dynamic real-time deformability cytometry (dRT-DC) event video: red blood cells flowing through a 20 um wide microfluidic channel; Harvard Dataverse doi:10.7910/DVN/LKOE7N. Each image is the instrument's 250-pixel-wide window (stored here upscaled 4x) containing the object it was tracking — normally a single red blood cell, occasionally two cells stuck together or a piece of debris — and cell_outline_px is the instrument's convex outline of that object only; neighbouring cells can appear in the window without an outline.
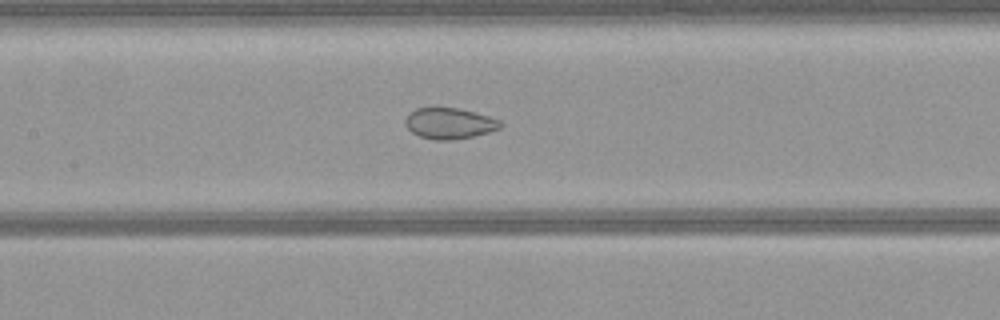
{"species": "common noctule bat (a hibernating species)", "species_latin": "Nyctalus noctula", "temperature_condition": "warm", "stored_images_in_passage": 40, "camera_frame_rate_fps": 3000, "um_per_image_px": 0.085, "animal": {"sex": "female", "body_mass_g": 21.9}, "frame": {"image": 1, "passage_image": 12, "time_ms": 3.667, "image_size_px": [1000, 320], "cell_outline_px": [[504, 124], [500, 128], [488, 132], [472, 136], [452, 140], [432, 140], [420, 136], [412, 132], [404, 124], [404, 120], [408, 112], [416, 108], [460, 108], [476, 112], [500, 120]], "centroid_in_image_um": [38.18, 10.48], "position_along_channel_um": 169.2, "area_um2": 17.28}}
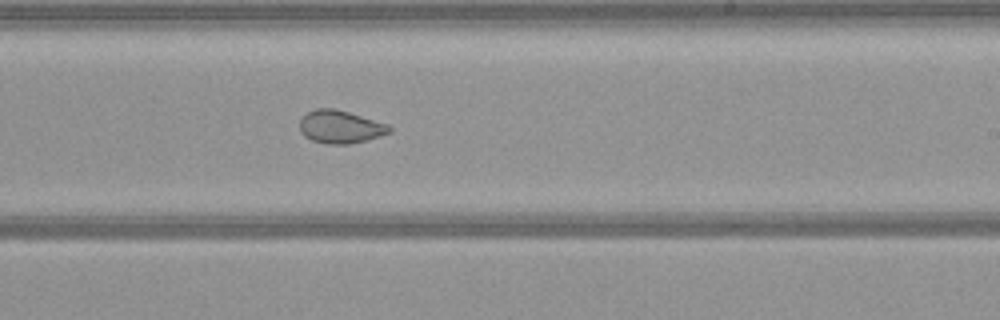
{"frame": {"image": 2, "passage_image": 19, "time_ms": 6.0, "image_size_px": [1000, 320], "cell_outline_px": [[392, 132], [364, 140], [348, 144], [324, 144], [312, 140], [304, 136], [300, 132], [300, 120], [308, 112], [316, 108], [336, 108], [388, 124], [392, 128]], "centroid_in_image_um": [28.91, 10.78], "position_along_channel_um": 260.1, "area_um2": 17.17}}
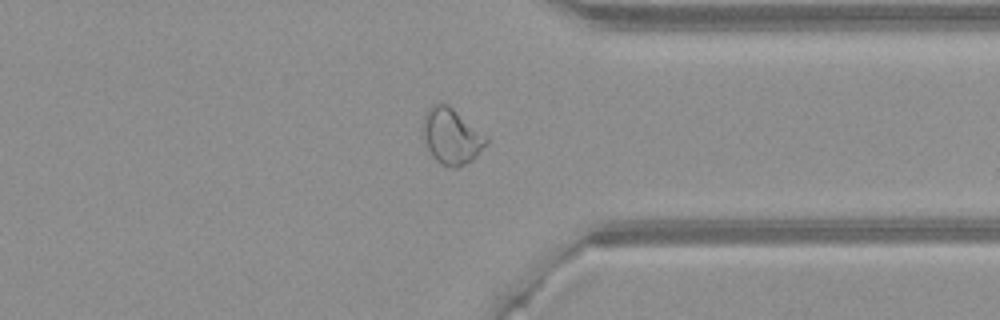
{"frame": {"image": 3, "passage_image": 28, "time_ms": 9.0, "image_size_px": [1000, 320], "cell_outline_px": [[488, 144], [472, 160], [456, 168], [440, 164], [432, 156], [428, 148], [420, 124], [424, 112], [436, 100], [448, 104], [488, 136]], "centroid_in_image_um": [38.36, 11.53], "position_along_channel_um": 373.0, "area_um2": 21.1}}